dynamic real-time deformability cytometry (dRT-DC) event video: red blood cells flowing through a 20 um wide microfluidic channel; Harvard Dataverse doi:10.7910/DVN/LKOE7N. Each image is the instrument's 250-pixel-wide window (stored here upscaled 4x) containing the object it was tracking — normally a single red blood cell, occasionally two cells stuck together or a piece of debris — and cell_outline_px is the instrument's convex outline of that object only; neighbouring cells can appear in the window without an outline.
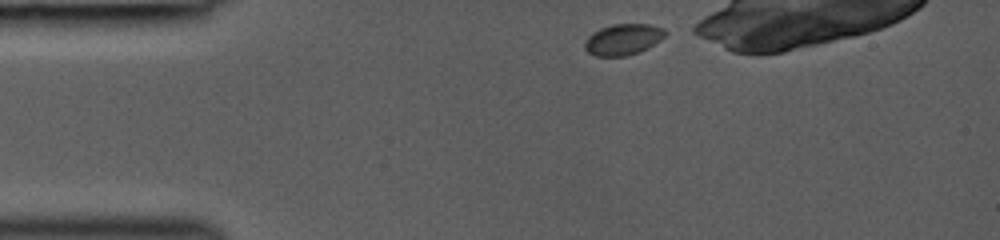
{"species": "common noctule bat (a hibernating species)", "species_latin": "Nyctalus noctula", "temperature_condition": "room temperature", "stored_images_in_passage": 58, "camera_frame_rate_fps": 3000, "um_per_image_px": 0.085, "animal": {"sex": "female", "body_mass_g": 19.0, "forearm_length_mm": 53.3}, "frame": {"image": 1, "passage_image": 1, "time_ms": 0.0, "image_size_px": [1000, 240], "cell_outline_px": [[668, 32], [660, 40], [648, 48], [640, 52], [628, 56], [596, 56], [588, 52], [584, 48], [584, 40], [592, 32], [600, 28], [612, 24], [648, 24], [664, 28]], "centroid_in_image_um": [52.95, 3.35], "position_along_channel_um": 32.0, "area_um2": 14.8}}
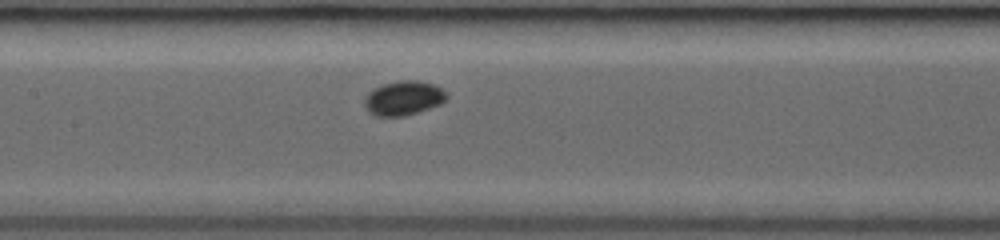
{"frame": {"image": 2, "passage_image": 28, "time_ms": 4.333, "image_size_px": [1000, 240], "cell_outline_px": [[448, 96], [440, 104], [404, 116], [376, 116], [368, 112], [364, 104], [364, 100], [368, 92], [380, 84], [400, 80], [416, 80], [436, 84]], "centroid_in_image_um": [34.26, 8.32], "position_along_channel_um": 173.1, "area_um2": 16.42}}
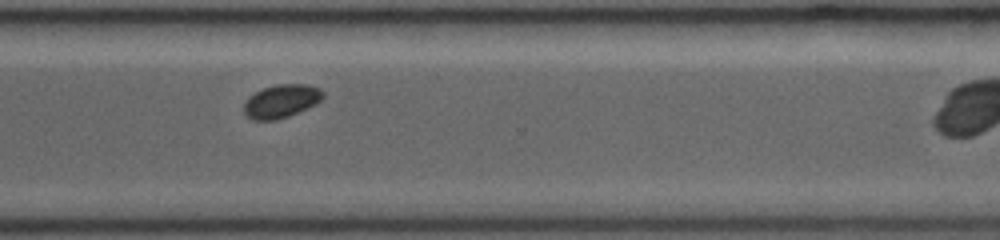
{"frame": {"image": 3, "passage_image": 57, "time_ms": 8.333, "image_size_px": [1000, 240], "cell_outline_px": [[324, 96], [316, 104], [288, 116], [276, 120], [252, 120], [244, 112], [244, 104], [248, 96], [264, 88], [276, 84], [308, 84], [320, 88], [324, 92]], "centroid_in_image_um": [23.92, 8.59], "position_along_channel_um": 346.7, "area_um2": 15.32}}